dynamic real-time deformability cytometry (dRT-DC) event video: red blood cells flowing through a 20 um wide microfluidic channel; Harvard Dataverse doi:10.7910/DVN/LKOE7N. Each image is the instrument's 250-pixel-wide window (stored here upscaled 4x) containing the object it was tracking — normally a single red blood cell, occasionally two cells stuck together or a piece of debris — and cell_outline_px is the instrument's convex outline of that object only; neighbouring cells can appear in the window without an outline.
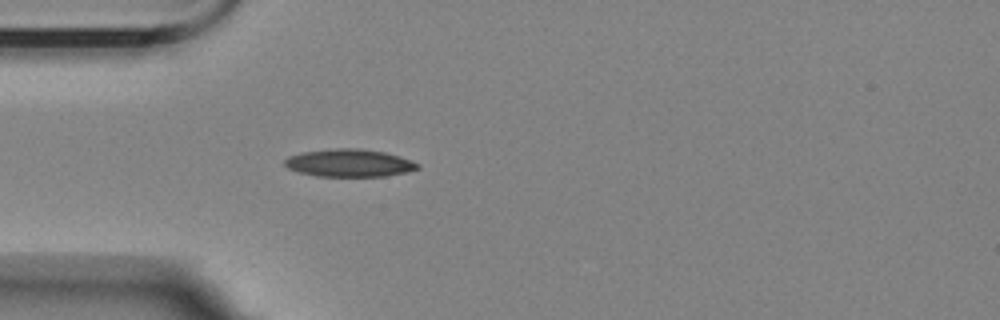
{"species": "Egyptian fruit bat (a non-hibernating species)", "species_latin": "Rousettus aegyptiacus", "temperature_condition": "room temperature", "stored_images_in_passage": 1, "camera_frame_rate_fps": 3000, "um_per_image_px": 0.085, "animal": {"sex": "female"}, "frame": {"image": 1, "passage_image": 1, "time_ms": 0.0, "image_size_px": [1000, 320], "cell_outline_px": [[420, 168], [404, 172], [384, 176], [316, 176], [300, 172], [288, 168], [284, 164], [284, 160], [288, 156], [300, 152], [336, 148], [360, 148], [384, 152], [400, 156], [420, 164]], "centroid_in_image_um": [29.67, 13.84], "position_along_channel_um": 55.3, "area_um2": 21.39}}